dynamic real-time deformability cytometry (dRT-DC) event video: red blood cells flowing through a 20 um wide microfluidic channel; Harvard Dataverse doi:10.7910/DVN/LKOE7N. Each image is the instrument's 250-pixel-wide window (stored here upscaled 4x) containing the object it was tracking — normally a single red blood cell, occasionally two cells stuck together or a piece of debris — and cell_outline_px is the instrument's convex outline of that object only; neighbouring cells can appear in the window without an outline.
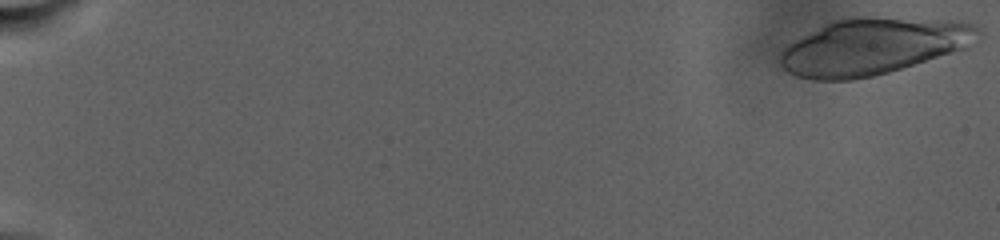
{"species": "human", "species_latin": "Homo sapiens", "temperature_condition": "warm", "stored_images_in_passage": 27, "camera_frame_rate_fps": 3000, "um_per_image_px": 0.085, "donor": {"sex": "male"}, "frame": {"image": 1, "passage_image": 1, "time_ms": 0.0, "image_size_px": [1000, 240], "cell_outline_px": [[984, 32], [964, 48], [888, 72], [872, 76], [852, 80], [812, 80], [796, 76], [788, 72], [780, 64], [780, 52], [788, 44], [824, 24], [848, 16], [864, 16], [952, 20], [972, 24], [980, 28]], "centroid_in_image_um": [74.17, 3.93], "position_along_channel_um": 10.8, "area_um2": 64.97}}
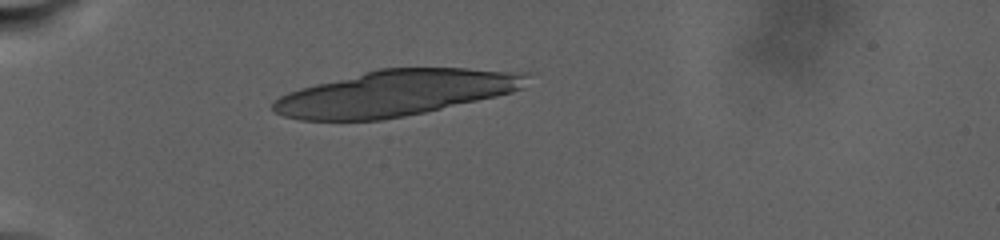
{"frame": {"image": 2, "passage_image": 16, "time_ms": 9.0, "image_size_px": [1000, 240], "cell_outline_px": [[532, 72], [524, 88], [512, 92], [496, 96], [424, 112], [404, 116], [380, 120], [300, 120], [284, 116], [276, 112], [272, 108], [272, 104], [280, 96], [288, 92], [300, 88], [380, 68], [468, 68]], "centroid_in_image_um": [33.68, 7.9], "position_along_channel_um": 51.3, "area_um2": 67.39}}
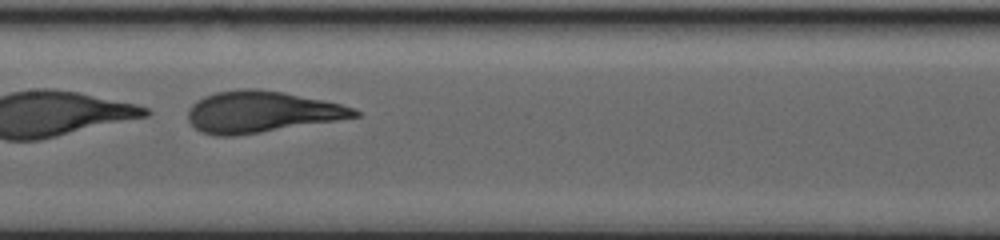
{"frame": {"image": 3, "passage_image": 25, "time_ms": 16.333, "image_size_px": [1000, 240], "cell_outline_px": [[360, 116], [336, 120], [260, 132], [232, 136], [216, 136], [200, 132], [188, 120], [188, 108], [196, 100], [204, 96], [216, 92], [240, 88], [256, 88], [284, 92], [324, 100], [340, 104], [352, 108], [360, 112]], "centroid_in_image_um": [22.17, 9.49], "position_along_channel_um": 185.2, "area_um2": 40.0}}